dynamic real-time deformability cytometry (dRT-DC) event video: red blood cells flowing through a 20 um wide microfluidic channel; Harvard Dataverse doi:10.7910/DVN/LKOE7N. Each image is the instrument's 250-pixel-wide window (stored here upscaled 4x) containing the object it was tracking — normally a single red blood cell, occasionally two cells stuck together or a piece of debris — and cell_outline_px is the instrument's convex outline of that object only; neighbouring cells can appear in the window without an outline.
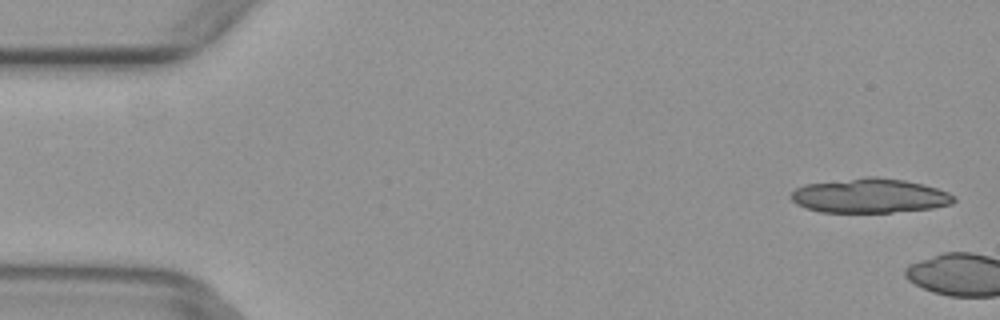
{"species": "common noctule bat (a hibernating species)", "species_latin": "Nyctalus noctula", "temperature_condition": "warm", "stored_images_in_passage": 2, "camera_frame_rate_fps": 3000, "um_per_image_px": 0.085, "animal": {"sex": "female", "body_mass_g": 29.2, "forearm_length_mm": 56.3}, "frame": {"image": 1, "passage_image": 1, "time_ms": 0.0, "image_size_px": [1000, 320], "cell_outline_px": [[956, 200], [952, 204], [932, 208], [892, 212], [820, 212], [804, 208], [796, 204], [788, 196], [796, 188], [804, 184], [868, 176], [876, 176], [904, 180], [924, 184], [948, 192], [956, 196]], "centroid_in_image_um": [73.91, 16.63], "position_along_channel_um": 11.1, "area_um2": 32.95}}